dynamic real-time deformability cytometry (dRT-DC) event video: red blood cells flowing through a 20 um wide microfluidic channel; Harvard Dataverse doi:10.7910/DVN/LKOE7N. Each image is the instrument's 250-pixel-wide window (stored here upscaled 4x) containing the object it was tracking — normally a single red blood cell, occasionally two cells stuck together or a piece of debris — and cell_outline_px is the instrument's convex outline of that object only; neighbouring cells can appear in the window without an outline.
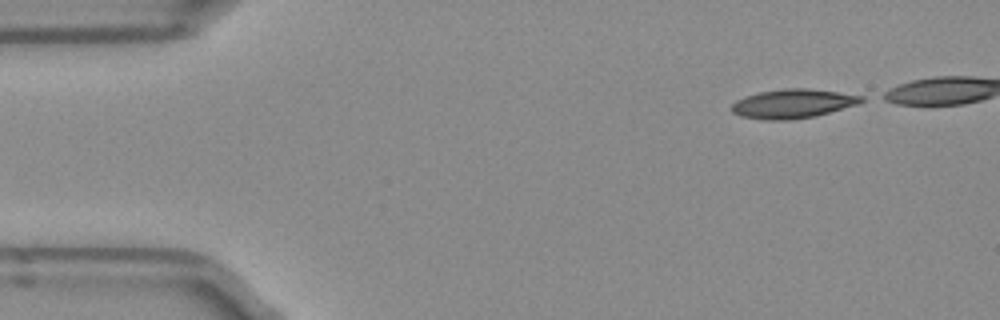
{"species": "Egyptian fruit bat (a non-hibernating species)", "species_latin": "Rousettus aegyptiacus", "temperature_condition": "room temperature", "stored_images_in_passage": 40, "camera_frame_rate_fps": 3000, "um_per_image_px": 0.085, "frame": {"image": 1, "passage_image": 1, "time_ms": 0.0, "image_size_px": [1000, 320], "cell_outline_px": [[864, 100], [856, 104], [816, 116], [788, 120], [764, 120], [740, 116], [732, 112], [732, 104], [736, 100], [760, 92], [784, 88], [808, 88], [864, 96]], "centroid_in_image_um": [67.37, 8.82], "position_along_channel_um": 17.6, "area_um2": 21.73}}
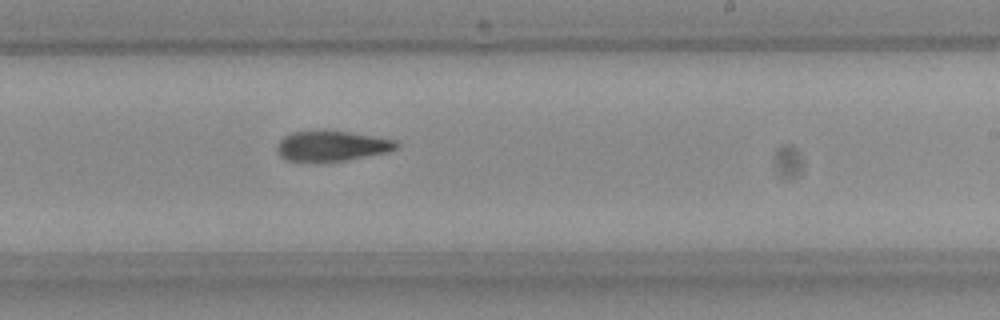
{"frame": {"image": 2, "passage_image": 26, "time_ms": 8.333, "image_size_px": [1000, 320], "cell_outline_px": [[400, 148], [388, 152], [344, 160], [288, 160], [280, 156], [276, 148], [280, 140], [284, 136], [292, 132], [320, 128], [324, 128], [396, 140], [400, 144]], "centroid_in_image_um": [28.22, 12.35], "position_along_channel_um": 260.8, "area_um2": 21.15}}
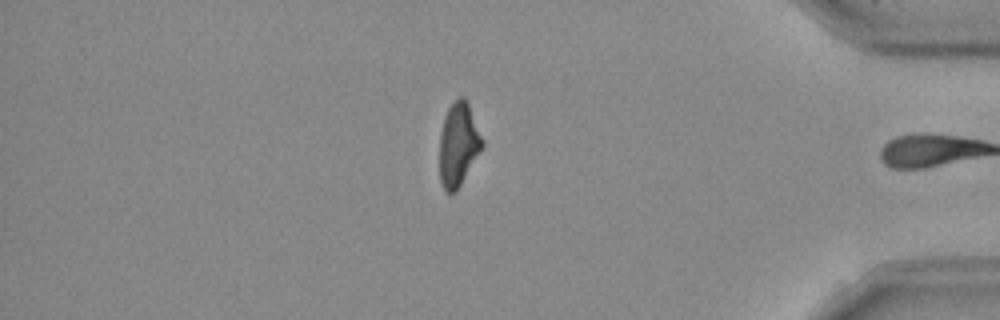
{"frame": {"image": 3, "passage_image": 39, "time_ms": 12.667, "image_size_px": [1000, 320], "cell_outline_px": [[484, 144], [456, 192], [448, 192], [444, 188], [440, 180], [440, 132], [444, 116], [448, 108], [460, 96], [464, 96], [468, 104], [484, 140]], "centroid_in_image_um": [38.96, 12.26], "position_along_channel_um": 396.2, "area_um2": 20.46}, "authors_computed_cell_mechanics": {"area_um2": 21.675, "velocity_mm_per_s": 3.9594, "shape_relaxation_time_tau1_ms": null, "shape_relaxation_time_tau2_ms": 5.6832, "deformation_change_tau1": null, "deformation_change_tau2": 0.138}}